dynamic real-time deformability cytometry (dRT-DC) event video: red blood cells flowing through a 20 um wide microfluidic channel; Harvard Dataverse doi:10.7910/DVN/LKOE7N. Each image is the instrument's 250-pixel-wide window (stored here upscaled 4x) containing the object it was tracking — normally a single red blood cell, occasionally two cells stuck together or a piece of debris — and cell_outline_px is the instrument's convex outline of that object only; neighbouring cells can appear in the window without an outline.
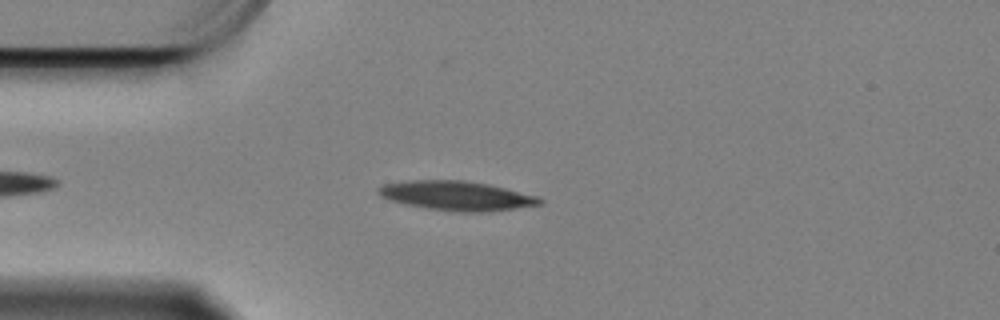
{"species": "Egyptian fruit bat (a non-hibernating species)", "species_latin": "Rousettus aegyptiacus", "temperature_condition": "cold", "stored_images_in_passage": 48, "camera_frame_rate_fps": 3000, "um_per_image_px": 0.085, "animal": {"sex": "female"}, "frame": {"image": 1, "passage_image": 7, "time_ms": 2.0, "image_size_px": [1000, 320], "cell_outline_px": [[544, 200], [540, 204], [488, 212], [452, 212], [404, 204], [388, 200], [380, 196], [376, 192], [376, 188], [384, 184], [408, 180], [464, 180], [488, 184], [536, 196]], "centroid_in_image_um": [38.73, 16.64], "position_along_channel_um": 46.3, "area_um2": 27.63}}
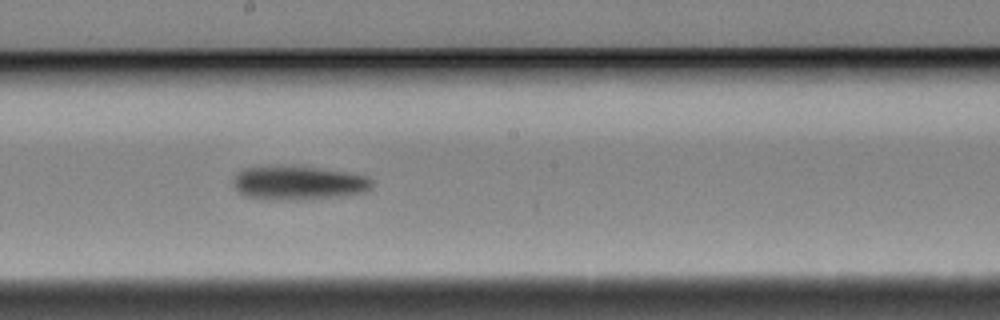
{"frame": {"image": 2, "passage_image": 24, "time_ms": 7.667, "image_size_px": [1000, 320], "cell_outline_px": [[372, 188], [368, 192], [344, 196], [296, 200], [260, 200], [244, 196], [236, 188], [232, 180], [244, 168], [276, 164], [320, 168], [368, 176], [372, 180]], "centroid_in_image_um": [25.36, 15.55], "position_along_channel_um": 222.8, "area_um2": 28.09}}
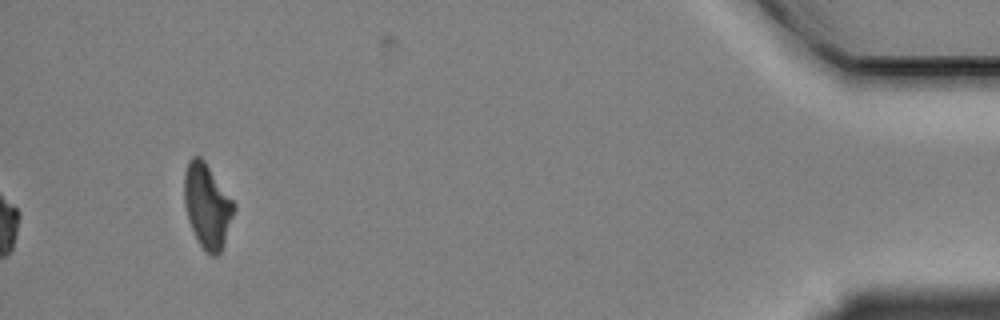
{"frame": {"image": 3, "passage_image": 48, "time_ms": 15.667, "image_size_px": [1000, 320], "cell_outline_px": [[236, 208], [224, 244], [220, 252], [216, 256], [212, 256], [200, 244], [188, 220], [184, 204], [184, 172], [188, 160], [192, 156], [200, 156], [204, 160], [236, 204]], "centroid_in_image_um": [17.61, 17.46], "position_along_channel_um": 417.6, "area_um2": 24.39}, "authors_computed_cell_mechanics": {"area_um2": 26.6458, "velocity_mm_per_s": 3.3378, "shape_relaxation_time_tau1_ms": 3.5512, "shape_relaxation_time_tau2_ms": null, "deformation_change_tau1": 0.1233, "deformation_change_tau2": null}}